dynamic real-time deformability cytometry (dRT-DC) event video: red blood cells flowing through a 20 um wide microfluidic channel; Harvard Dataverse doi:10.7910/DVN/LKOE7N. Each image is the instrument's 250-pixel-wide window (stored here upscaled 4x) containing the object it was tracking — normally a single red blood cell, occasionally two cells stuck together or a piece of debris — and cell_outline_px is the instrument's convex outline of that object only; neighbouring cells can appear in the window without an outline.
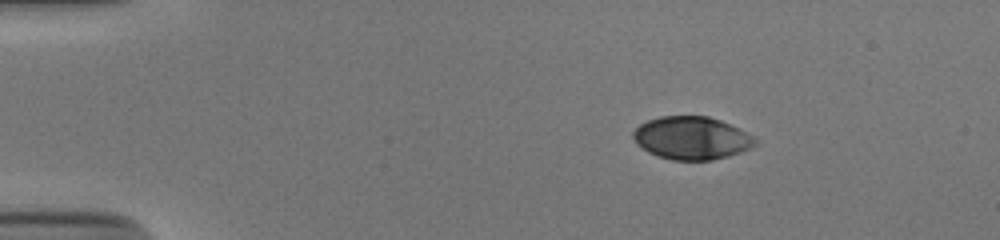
{"species": "human", "species_latin": "Homo sapiens", "temperature_condition": "cold", "stored_images_in_passage": 45, "camera_frame_rate_fps": 3000, "um_per_image_px": 0.085, "donor": {"sex": "male"}, "frame": {"image": 1, "passage_image": 1, "time_ms": 0.0, "image_size_px": [1000, 240], "cell_outline_px": [[756, 144], [752, 148], [728, 156], [712, 160], [672, 160], [648, 152], [636, 144], [632, 136], [632, 132], [640, 124], [648, 120], [660, 116], [708, 116], [720, 120], [752, 136], [756, 140]], "centroid_in_image_um": [58.75, 11.73], "position_along_channel_um": 26.2, "area_um2": 30.29}}
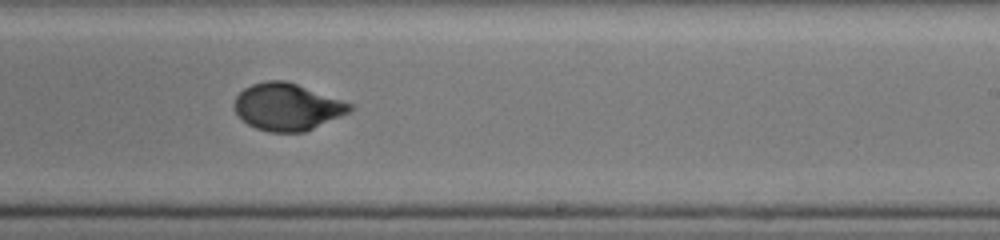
{"frame": {"image": 2, "passage_image": 26, "time_ms": 8.333, "image_size_px": [1000, 240], "cell_outline_px": [[356, 108], [340, 116], [304, 132], [268, 132], [256, 128], [248, 124], [232, 108], [232, 104], [236, 96], [244, 88], [252, 84], [268, 80], [284, 80], [296, 84], [352, 104]], "centroid_in_image_um": [24.37, 9.08], "position_along_channel_um": 264.6, "area_um2": 31.39}}
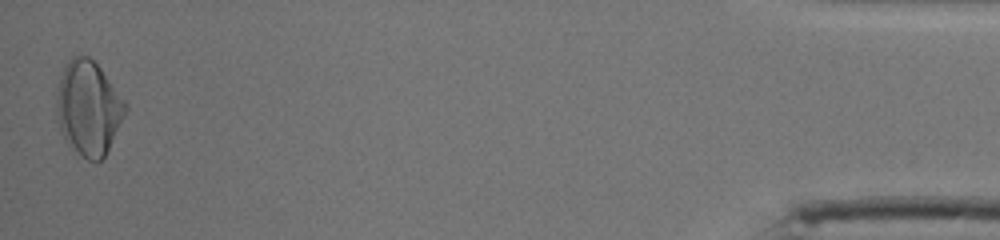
{"frame": {"image": 3, "passage_image": 45, "time_ms": 14.667, "image_size_px": [1000, 240], "cell_outline_px": [[128, 108], [104, 156], [96, 164], [88, 160], [68, 144], [60, 128], [56, 112], [56, 96], [60, 76], [64, 64], [72, 56], [88, 56], [100, 68], [128, 104]], "centroid_in_image_um": [7.51, 9.16], "position_along_channel_um": 427.7, "area_um2": 37.57}, "authors_computed_cell_mechanics": {"area_um2": 31.9056, "velocity_mm_per_s": 3.8756, "shape_relaxation_time_tau1_ms": 5.0852, "shape_relaxation_time_tau2_ms": null, "deformation_change_tau1": 0.1731, "deformation_change_tau2": null}}